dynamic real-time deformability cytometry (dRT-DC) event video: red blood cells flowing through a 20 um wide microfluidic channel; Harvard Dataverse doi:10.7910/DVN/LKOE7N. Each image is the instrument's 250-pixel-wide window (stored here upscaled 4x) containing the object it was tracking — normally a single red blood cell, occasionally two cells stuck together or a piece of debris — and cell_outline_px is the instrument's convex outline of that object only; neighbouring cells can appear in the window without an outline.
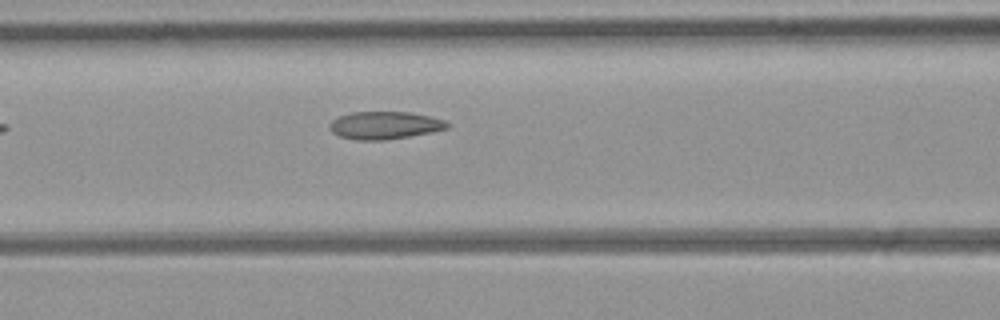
{"species": "common noctule bat (a hibernating species)", "species_latin": "Nyctalus noctula", "temperature_condition": "room temperature", "stored_images_in_passage": 6, "camera_frame_rate_fps": 3000, "um_per_image_px": 0.085, "animal": {"sex": "female", "body_mass_g": 21.9}, "frame": {"image": 1, "passage_image": 6, "time_ms": 5.667, "image_size_px": [1000, 320], "cell_outline_px": [[448, 128], [432, 132], [384, 140], [356, 140], [340, 136], [332, 132], [328, 128], [328, 124], [332, 120], [340, 116], [352, 112], [408, 112], [428, 116], [444, 120], [448, 124]], "centroid_in_image_um": [32.65, 10.65], "position_along_channel_um": 133.9, "area_um2": 18.79}}